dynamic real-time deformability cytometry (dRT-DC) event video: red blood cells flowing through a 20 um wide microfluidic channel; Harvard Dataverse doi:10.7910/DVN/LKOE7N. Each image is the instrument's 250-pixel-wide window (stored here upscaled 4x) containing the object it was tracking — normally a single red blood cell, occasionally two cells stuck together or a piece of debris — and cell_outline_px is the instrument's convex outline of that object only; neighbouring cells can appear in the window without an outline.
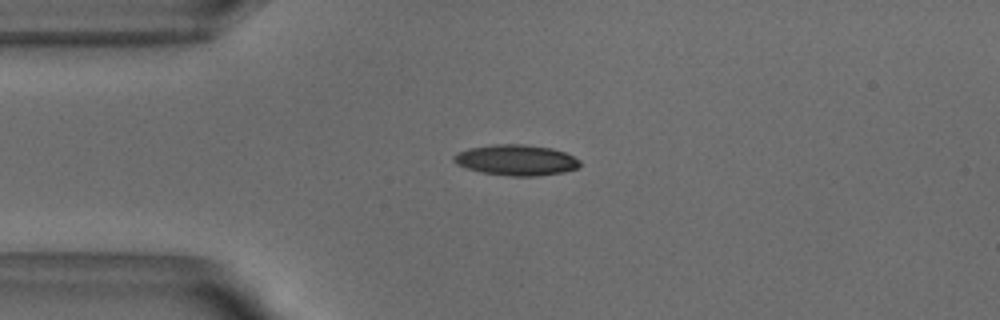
{"species": "common noctule bat (a hibernating species)", "species_latin": "Nyctalus noctula", "temperature_condition": "warm", "stored_images_in_passage": 41, "camera_frame_rate_fps": 3000, "um_per_image_px": 0.085, "animal": {"sex": "male", "body_mass_g": 18.8}, "frame": {"image": 1, "passage_image": 1, "time_ms": 0.0, "image_size_px": [1000, 320], "cell_outline_px": [[580, 164], [576, 168], [564, 172], [536, 176], [508, 176], [484, 172], [468, 168], [456, 164], [452, 160], [452, 156], [468, 148], [492, 144], [524, 144], [552, 148], [564, 152], [580, 160]], "centroid_in_image_um": [43.87, 13.6], "position_along_channel_um": 41.1, "area_um2": 22.48}}
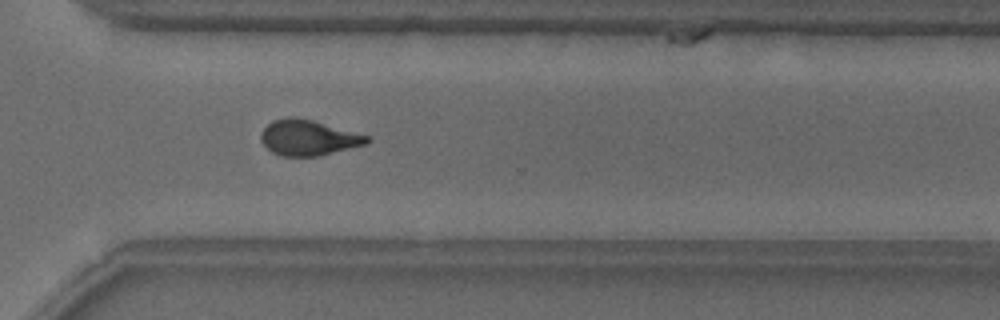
{"frame": {"image": 2, "passage_image": 26, "time_ms": 8.333, "image_size_px": [1000, 320], "cell_outline_px": [[368, 144], [320, 156], [280, 156], [272, 152], [260, 140], [260, 136], [264, 128], [272, 120], [288, 116], [292, 116], [312, 120], [368, 136]], "centroid_in_image_um": [26.18, 11.71], "position_along_channel_um": 344.4, "area_um2": 21.85}}
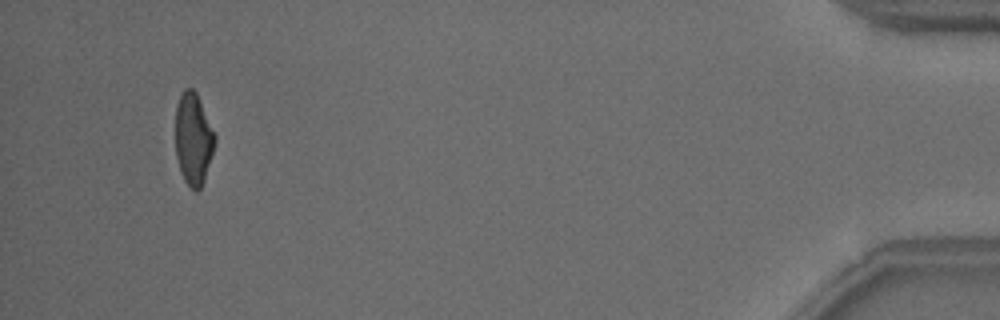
{"frame": {"image": 3, "passage_image": 38, "time_ms": 12.333, "image_size_px": [1000, 320], "cell_outline_px": [[216, 140], [204, 180], [200, 188], [196, 192], [184, 180], [180, 172], [176, 156], [176, 104], [184, 88], [192, 88], [196, 92], [216, 136]], "centroid_in_image_um": [16.42, 11.8], "position_along_channel_um": 418.8, "area_um2": 20.92}, "authors_computed_cell_mechanics": {"area_um2": 22.1374, "velocity_mm_per_s": 3.8524, "shape_relaxation_time_tau1_ms": 4.7039, "shape_relaxation_time_tau2_ms": 1.5177, "deformation_change_tau1": 0.1826, "deformation_change_tau2": 0.0859}}